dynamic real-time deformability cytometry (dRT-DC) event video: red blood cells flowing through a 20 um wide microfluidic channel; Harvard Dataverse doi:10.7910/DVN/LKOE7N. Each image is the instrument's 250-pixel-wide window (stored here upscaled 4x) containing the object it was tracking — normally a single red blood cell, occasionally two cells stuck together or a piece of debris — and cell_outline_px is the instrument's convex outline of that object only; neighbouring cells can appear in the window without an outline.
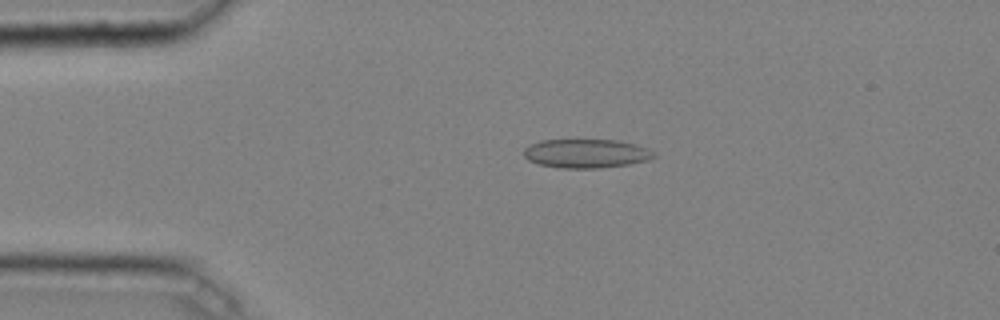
{"species": "common noctule bat (a hibernating species)", "species_latin": "Nyctalus noctula", "temperature_condition": "cold", "stored_images_in_passage": 37, "camera_frame_rate_fps": 3000, "um_per_image_px": 0.085, "animal": {"sex": "male", "body_mass_g": 20.4}, "frame": {"image": 1, "passage_image": 2, "time_ms": 0.333, "image_size_px": [1000, 320], "cell_outline_px": [[656, 156], [648, 160], [628, 164], [600, 168], [560, 168], [540, 164], [528, 160], [524, 156], [524, 148], [540, 140], [616, 140], [636, 144], [648, 148], [656, 152]], "centroid_in_image_um": [49.85, 13.04], "position_along_channel_um": 35.1, "area_um2": 21.91}}
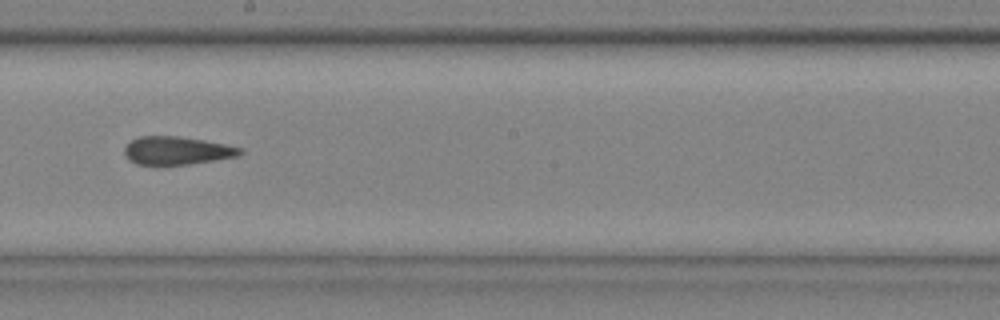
{"frame": {"image": 2, "passage_image": 19, "time_ms": 6.0, "image_size_px": [1000, 320], "cell_outline_px": [[244, 152], [240, 156], [188, 164], [156, 168], [136, 164], [128, 160], [124, 152], [124, 148], [132, 140], [140, 136], [180, 136], [204, 140], [244, 148]], "centroid_in_image_um": [15.01, 12.84], "position_along_channel_um": 233.2, "area_um2": 19.65}}
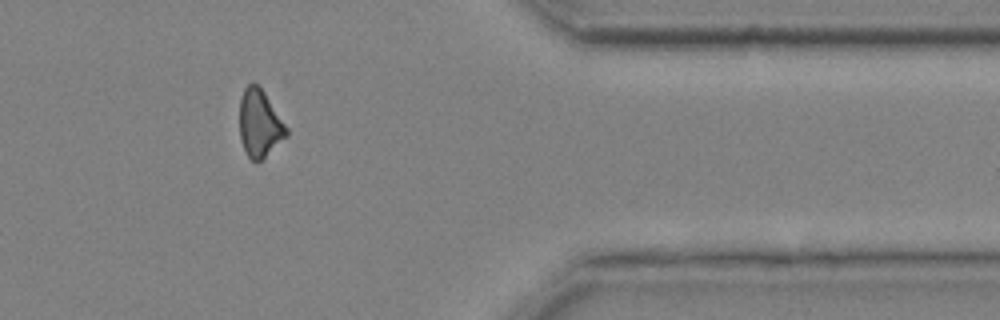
{"frame": {"image": 3, "passage_image": 32, "time_ms": 10.333, "image_size_px": [1000, 320], "cell_outline_px": [[288, 136], [260, 160], [252, 160], [248, 156], [240, 140], [240, 100], [244, 88], [252, 80], [264, 92], [288, 128]], "centroid_in_image_um": [22.07, 10.47], "position_along_channel_um": 389.3, "area_um2": 18.21}, "authors_computed_cell_mechanics": {"area_um2": 19.652, "velocity_mm_per_s": 4.0787, "shape_relaxation_time_tau1_ms": null, "shape_relaxation_time_tau2_ms": 3.9226, "deformation_change_tau1": null, "deformation_change_tau2": 0.102}}